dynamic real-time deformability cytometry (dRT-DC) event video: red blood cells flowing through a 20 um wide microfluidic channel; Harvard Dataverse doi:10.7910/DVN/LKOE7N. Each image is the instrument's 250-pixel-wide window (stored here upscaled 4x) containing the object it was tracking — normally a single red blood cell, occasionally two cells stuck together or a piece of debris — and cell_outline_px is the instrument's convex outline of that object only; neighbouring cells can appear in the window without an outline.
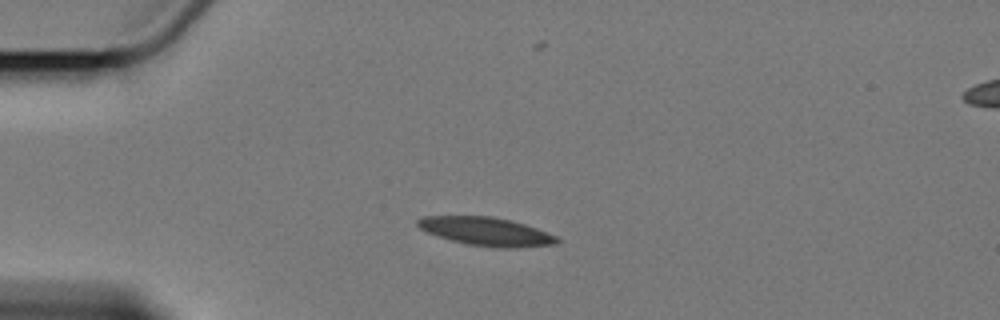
{"species": "Egyptian fruit bat (a non-hibernating species)", "species_latin": "Rousettus aegyptiacus", "temperature_condition": "cold", "stored_images_in_passage": 4, "camera_frame_rate_fps": 3000, "um_per_image_px": 0.085, "animal": {"sex": "female"}, "frame": {"image": 1, "passage_image": 2, "time_ms": 1.333, "image_size_px": [1000, 320], "cell_outline_px": [[564, 240], [560, 244], [516, 248], [496, 248], [468, 244], [452, 240], [428, 232], [420, 228], [416, 224], [416, 220], [424, 216], [492, 216], [512, 220], [536, 228], [556, 236]], "centroid_in_image_um": [41.41, 19.68], "position_along_channel_um": 43.6, "area_um2": 23.18}}